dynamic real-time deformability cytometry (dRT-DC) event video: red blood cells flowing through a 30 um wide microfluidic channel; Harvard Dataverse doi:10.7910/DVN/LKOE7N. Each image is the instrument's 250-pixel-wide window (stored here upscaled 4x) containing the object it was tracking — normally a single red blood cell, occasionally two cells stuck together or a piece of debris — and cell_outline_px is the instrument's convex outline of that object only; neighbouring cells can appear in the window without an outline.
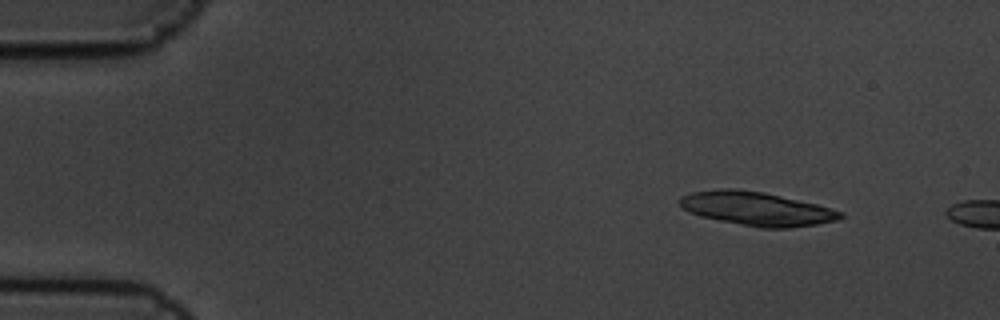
{"species": "common noctule bat (a hibernating species)", "species_latin": "Nyctalus noctula", "temperature_condition": "cold", "stored_images_in_passage": 2, "camera_frame_rate_fps": 3000, "um_per_image_px": 0.085, "animal": {"sex": "male", "body_mass_g": 19.5, "forearm_length_mm": 54.6}, "frame": {"image": 1, "passage_image": 1, "time_ms": 0.0, "image_size_px": [1000, 320], "cell_outline_px": [[844, 216], [840, 220], [816, 224], [788, 228], [760, 228], [700, 216], [688, 212], [680, 208], [680, 196], [692, 192], [720, 188], [736, 188], [764, 192], [816, 204], [844, 212]], "centroid_in_image_um": [64.3, 17.73], "position_along_channel_um": 20.7, "area_um2": 31.67}}